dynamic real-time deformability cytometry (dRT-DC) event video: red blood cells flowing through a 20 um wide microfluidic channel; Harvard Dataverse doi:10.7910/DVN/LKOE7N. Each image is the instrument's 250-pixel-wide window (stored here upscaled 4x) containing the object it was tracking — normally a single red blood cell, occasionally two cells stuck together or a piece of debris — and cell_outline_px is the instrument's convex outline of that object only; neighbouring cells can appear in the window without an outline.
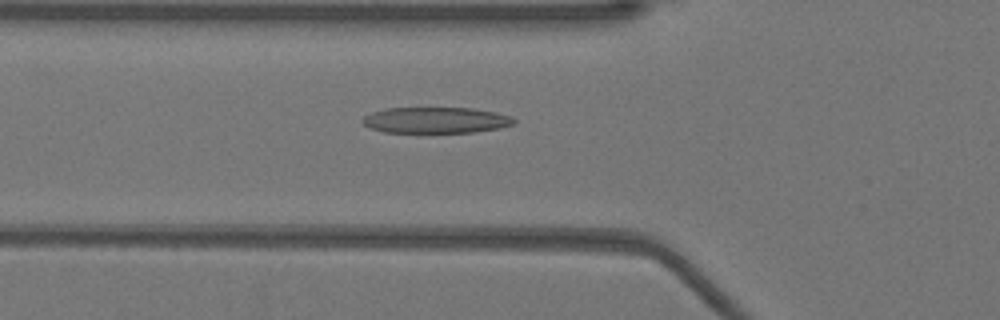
{"species": "Egyptian fruit bat (a non-hibernating species)", "species_latin": "Rousettus aegyptiacus", "temperature_condition": "warm", "stored_images_in_passage": 44, "camera_frame_rate_fps": 3000, "um_per_image_px": 0.085, "animal": {"sex": "female"}, "frame": {"image": 1, "passage_image": 11, "time_ms": 3.333, "image_size_px": [1000, 320], "cell_outline_px": [[516, 124], [500, 128], [476, 132], [384, 132], [368, 128], [360, 120], [364, 116], [372, 112], [384, 108], [472, 108], [496, 112], [512, 116], [516, 120]], "centroid_in_image_um": [37.06, 10.21], "position_along_channel_um": 88.7, "area_um2": 23.18}}
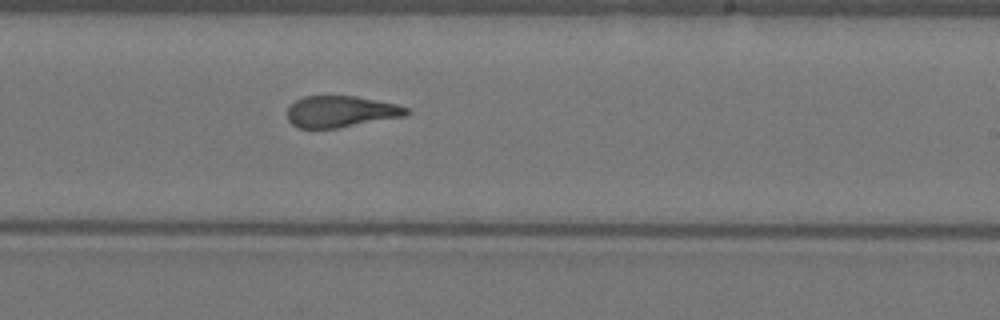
{"frame": {"image": 2, "passage_image": 24, "time_ms": 7.667, "image_size_px": [1000, 320], "cell_outline_px": [[412, 112], [408, 116], [336, 128], [296, 128], [288, 120], [288, 108], [296, 100], [304, 96], [356, 96], [396, 104], [408, 108]], "centroid_in_image_um": [29.01, 9.49], "position_along_channel_um": 260.0, "area_um2": 21.91}}
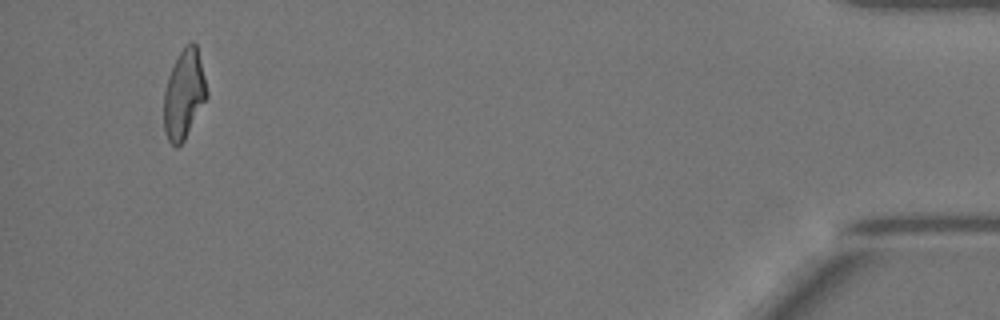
{"frame": {"image": 3, "passage_image": 42, "time_ms": 13.667, "image_size_px": [1000, 320], "cell_outline_px": [[208, 96], [184, 140], [176, 148], [168, 140], [164, 132], [164, 92], [168, 76], [180, 52], [192, 40], [196, 44], [208, 92]], "centroid_in_image_um": [15.63, 8.05], "position_along_channel_um": 419.6, "area_um2": 21.96}, "authors_computed_cell_mechanics": {"area_um2": 23.0044, "velocity_mm_per_s": 3.9456, "shape_relaxation_time_tau1_ms": null, "shape_relaxation_time_tau2_ms": 1.3194, "deformation_change_tau1": null, "deformation_change_tau2": 0.1166}}